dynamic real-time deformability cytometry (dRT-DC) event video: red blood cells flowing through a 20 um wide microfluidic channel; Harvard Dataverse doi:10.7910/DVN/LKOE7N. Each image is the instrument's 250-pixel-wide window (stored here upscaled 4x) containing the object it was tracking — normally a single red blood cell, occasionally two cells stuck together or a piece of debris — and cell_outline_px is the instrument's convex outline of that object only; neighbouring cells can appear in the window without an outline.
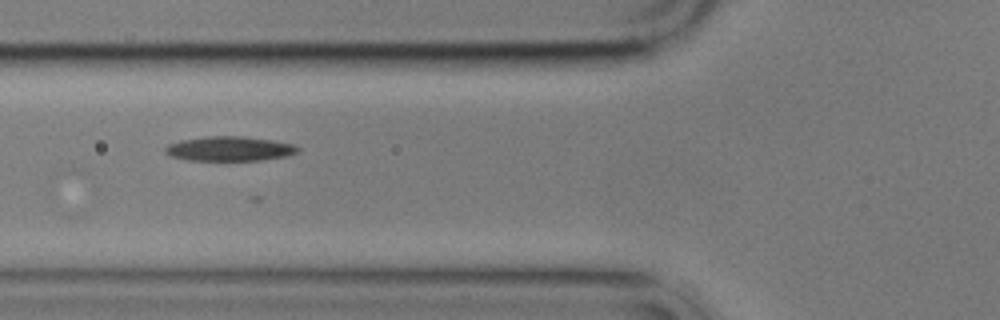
{"species": "common noctule bat (a hibernating species)", "species_latin": "Nyctalus noctula", "temperature_condition": "cold", "stored_images_in_passage": 3, "camera_frame_rate_fps": 3000, "um_per_image_px": 0.085, "animal": {"sex": "male", "body_mass_g": 17.9}, "frame": {"image": 1, "passage_image": 2, "time_ms": 1.333, "image_size_px": [1000, 320], "cell_outline_px": [[300, 152], [288, 156], [260, 160], [188, 160], [172, 156], [164, 152], [164, 148], [168, 144], [180, 140], [208, 136], [244, 136], [272, 140], [292, 144], [300, 148]], "centroid_in_image_um": [19.53, 12.64], "position_along_channel_um": 106.3, "area_um2": 19.02}}
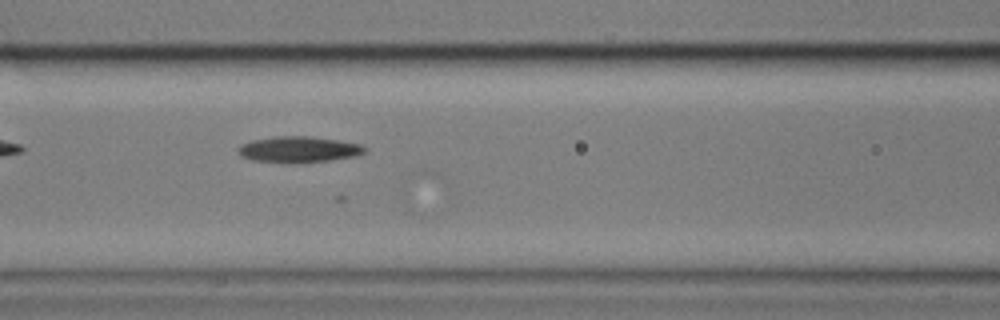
{"frame": {"image": 2, "passage_image": 3, "time_ms": 2.333, "image_size_px": [1000, 320], "cell_outline_px": [[368, 148], [364, 152], [356, 156], [328, 160], [252, 160], [240, 156], [236, 148], [240, 144], [252, 140], [276, 136], [308, 136], [336, 140], [360, 144]], "centroid_in_image_um": [25.37, 12.65], "position_along_channel_um": 141.2, "area_um2": 18.26}}